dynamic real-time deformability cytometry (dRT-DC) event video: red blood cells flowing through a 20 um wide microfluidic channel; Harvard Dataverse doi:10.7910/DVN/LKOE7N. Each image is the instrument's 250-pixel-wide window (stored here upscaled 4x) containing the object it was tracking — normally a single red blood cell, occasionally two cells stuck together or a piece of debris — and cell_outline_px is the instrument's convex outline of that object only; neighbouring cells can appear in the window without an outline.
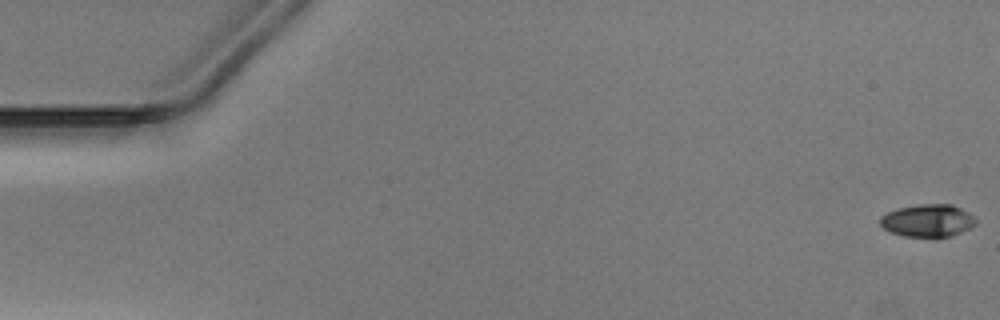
{"species": "Egyptian fruit bat (a non-hibernating species)", "species_latin": "Rousettus aegyptiacus", "temperature_condition": "warm", "stored_images_in_passage": 52, "camera_frame_rate_fps": 3000, "um_per_image_px": 0.085, "animal": {"sex": "male"}, "frame": {"image": 1, "passage_image": 1, "time_ms": 0.0, "image_size_px": [1000, 320], "cell_outline_px": [[976, 224], [972, 228], [952, 236], [936, 240], [932, 240], [904, 236], [888, 232], [880, 224], [880, 216], [888, 212], [900, 208], [920, 204], [952, 204], [968, 212], [976, 220]], "centroid_in_image_um": [78.87, 18.81], "position_along_channel_um": 6.1, "area_um2": 18.84}}
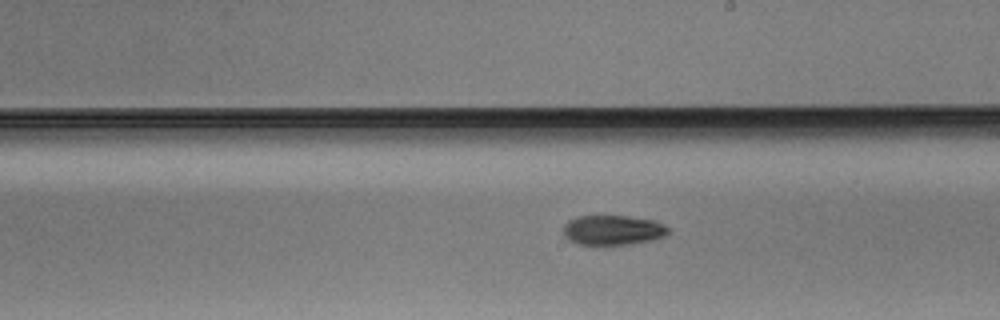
{"frame": {"image": 2, "passage_image": 30, "time_ms": 9.667, "image_size_px": [1000, 320], "cell_outline_px": [[668, 232], [664, 236], [656, 240], [628, 244], [576, 244], [568, 240], [564, 236], [564, 224], [568, 220], [576, 216], [600, 212], [656, 220], [664, 224], [668, 228]], "centroid_in_image_um": [52.06, 19.5], "position_along_channel_um": 236.9, "area_um2": 19.13}}
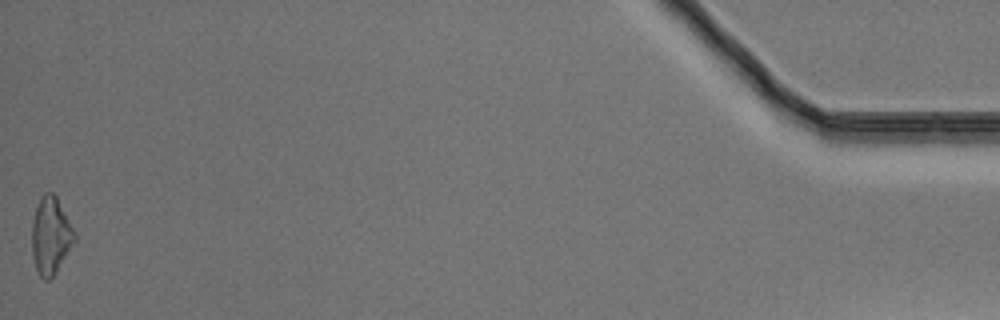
{"frame": {"image": 3, "passage_image": 52, "time_ms": 17.0, "image_size_px": [1000, 320], "cell_outline_px": [[76, 240], [56, 272], [48, 280], [44, 280], [40, 276], [36, 268], [32, 256], [32, 220], [40, 196], [44, 192], [52, 192], [56, 196], [76, 232]], "centroid_in_image_um": [4.31, 20.02], "position_along_channel_um": 430.9, "area_um2": 19.25}}